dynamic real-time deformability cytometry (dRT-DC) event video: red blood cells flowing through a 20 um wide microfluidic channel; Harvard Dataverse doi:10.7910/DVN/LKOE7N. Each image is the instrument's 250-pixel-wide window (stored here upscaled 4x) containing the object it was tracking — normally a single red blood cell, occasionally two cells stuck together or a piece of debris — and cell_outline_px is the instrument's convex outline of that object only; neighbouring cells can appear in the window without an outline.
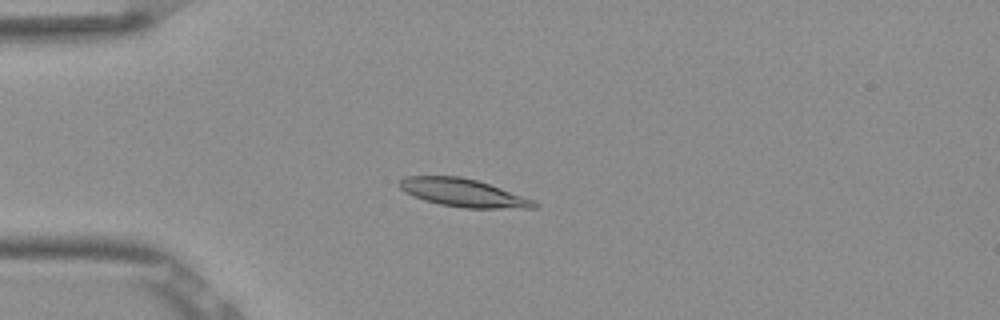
{"species": "Egyptian fruit bat (a non-hibernating species)", "species_latin": "Rousettus aegyptiacus", "temperature_condition": "room temperature", "stored_images_in_passage": 47, "camera_frame_rate_fps": 3000, "um_per_image_px": 0.085, "frame": {"image": 1, "passage_image": 8, "time_ms": 2.333, "image_size_px": [1000, 320], "cell_outline_px": [[540, 204], [536, 208], [464, 208], [440, 204], [424, 200], [404, 192], [396, 184], [404, 176], [460, 176], [476, 180], [500, 188], [532, 200]], "centroid_in_image_um": [39.31, 16.38], "position_along_channel_um": 45.7, "area_um2": 21.79}}
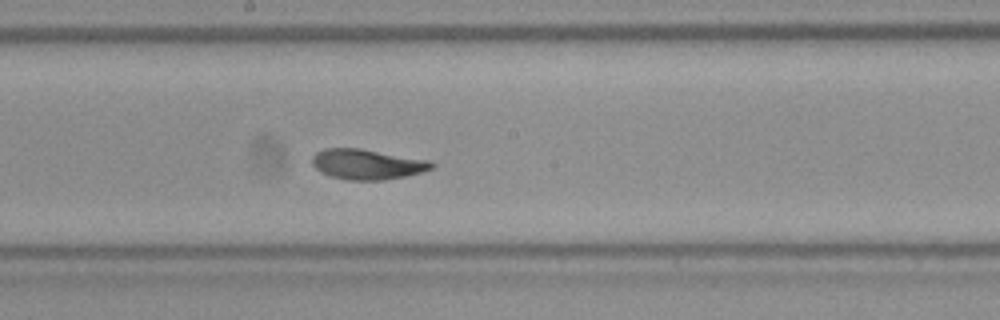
{"frame": {"image": 2, "passage_image": 23, "time_ms": 7.333, "image_size_px": [1000, 320], "cell_outline_px": [[436, 168], [404, 176], [384, 180], [348, 180], [332, 176], [320, 172], [312, 164], [312, 156], [316, 152], [324, 148], [360, 148], [432, 160], [436, 164]], "centroid_in_image_um": [31.25, 13.95], "position_along_channel_um": 217.0, "area_um2": 21.27}}
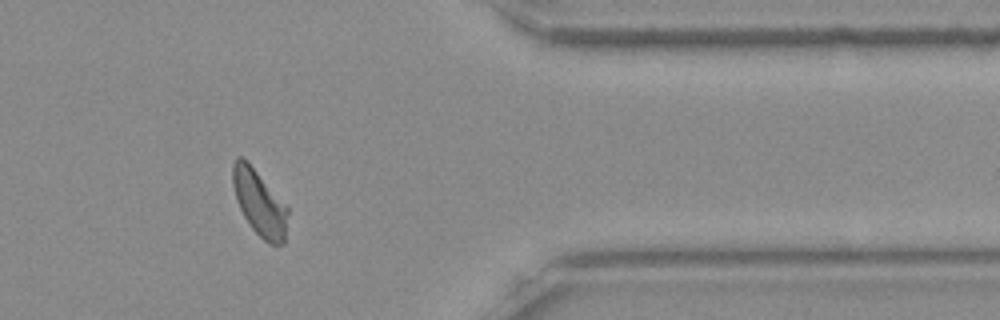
{"frame": {"image": 3, "passage_image": 38, "time_ms": 12.333, "image_size_px": [1000, 320], "cell_outline_px": [[288, 212], [284, 244], [268, 244], [252, 228], [244, 216], [236, 200], [232, 184], [232, 164], [236, 156], [240, 156], [248, 160], [288, 208]], "centroid_in_image_um": [22.02, 17.21], "position_along_channel_um": 389.4, "area_um2": 21.04}, "authors_computed_cell_mechanics": {"area_um2": 21.2126, "velocity_mm_per_s": 3.822, "shape_relaxation_time_tau1_ms": 4.1344, "shape_relaxation_time_tau2_ms": 1.5802, "deformation_change_tau1": 0.1654, "deformation_change_tau2": 0.0753}}